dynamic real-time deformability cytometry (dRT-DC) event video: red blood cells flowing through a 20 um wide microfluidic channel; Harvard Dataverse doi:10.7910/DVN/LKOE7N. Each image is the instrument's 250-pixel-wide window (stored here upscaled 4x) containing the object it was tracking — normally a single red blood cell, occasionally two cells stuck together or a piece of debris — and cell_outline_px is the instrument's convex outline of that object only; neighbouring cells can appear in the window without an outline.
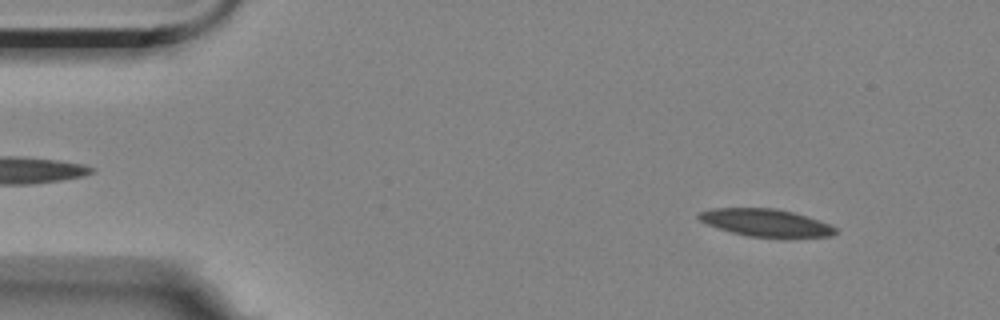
{"species": "Egyptian fruit bat (a non-hibernating species)", "species_latin": "Rousettus aegyptiacus", "temperature_condition": "room temperature", "stored_images_in_passage": 4, "camera_frame_rate_fps": 3000, "um_per_image_px": 0.085, "animal": {"sex": "female"}, "frame": {"image": 1, "passage_image": 1, "time_ms": 0.0, "image_size_px": [1000, 320], "cell_outline_px": [[840, 232], [832, 236], [748, 236], [732, 232], [708, 224], [700, 220], [696, 216], [700, 212], [712, 208], [776, 208], [792, 212], [820, 220], [836, 228]], "centroid_in_image_um": [65.1, 18.91], "position_along_channel_um": 19.9, "area_um2": 21.39}}
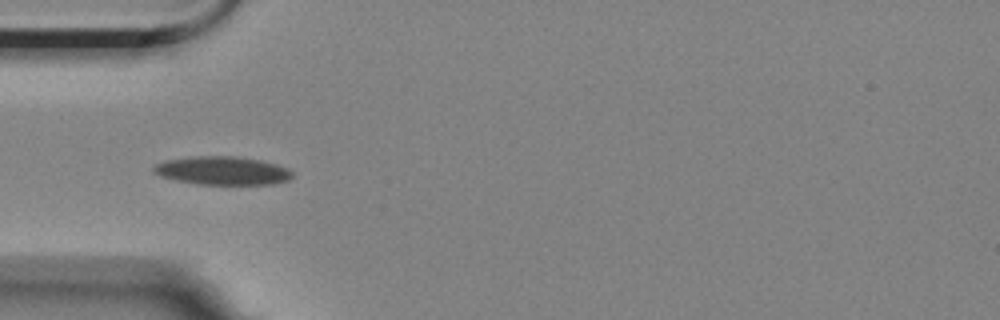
{"frame": {"image": 2, "passage_image": 4, "time_ms": 3.667, "image_size_px": [1000, 320], "cell_outline_px": [[292, 176], [288, 180], [272, 184], [196, 184], [176, 180], [160, 176], [152, 172], [152, 168], [156, 164], [164, 160], [192, 156], [236, 156], [260, 160], [276, 164], [288, 168], [292, 172]], "centroid_in_image_um": [18.87, 14.5], "position_along_channel_um": 66.1, "area_um2": 23.0}}